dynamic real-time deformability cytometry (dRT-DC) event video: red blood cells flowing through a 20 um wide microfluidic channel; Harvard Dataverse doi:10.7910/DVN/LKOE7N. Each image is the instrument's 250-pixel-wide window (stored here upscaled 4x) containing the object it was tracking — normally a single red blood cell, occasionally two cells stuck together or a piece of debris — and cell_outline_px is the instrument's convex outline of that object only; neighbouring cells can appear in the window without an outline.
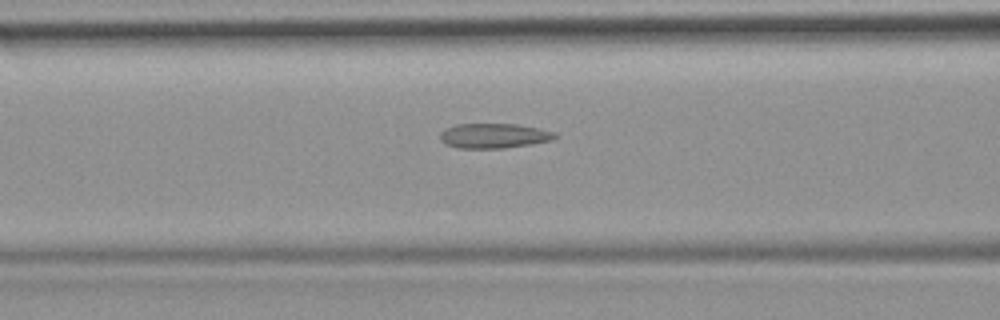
{"species": "common noctule bat (a hibernating species)", "species_latin": "Nyctalus noctula", "temperature_condition": "room temperature", "stored_images_in_passage": 36, "camera_frame_rate_fps": 3000, "um_per_image_px": 0.085, "animal": {"sex": "female", "body_mass_g": 19.9}, "frame": {"image": 1, "passage_image": 16, "time_ms": 5.0, "image_size_px": [1000, 320], "cell_outline_px": [[556, 136], [552, 140], [532, 144], [504, 148], [456, 148], [444, 144], [440, 140], [440, 132], [444, 128], [456, 124], [516, 124], [556, 132]], "centroid_in_image_um": [41.92, 11.54], "position_along_channel_um": 124.7, "area_um2": 16.7}}